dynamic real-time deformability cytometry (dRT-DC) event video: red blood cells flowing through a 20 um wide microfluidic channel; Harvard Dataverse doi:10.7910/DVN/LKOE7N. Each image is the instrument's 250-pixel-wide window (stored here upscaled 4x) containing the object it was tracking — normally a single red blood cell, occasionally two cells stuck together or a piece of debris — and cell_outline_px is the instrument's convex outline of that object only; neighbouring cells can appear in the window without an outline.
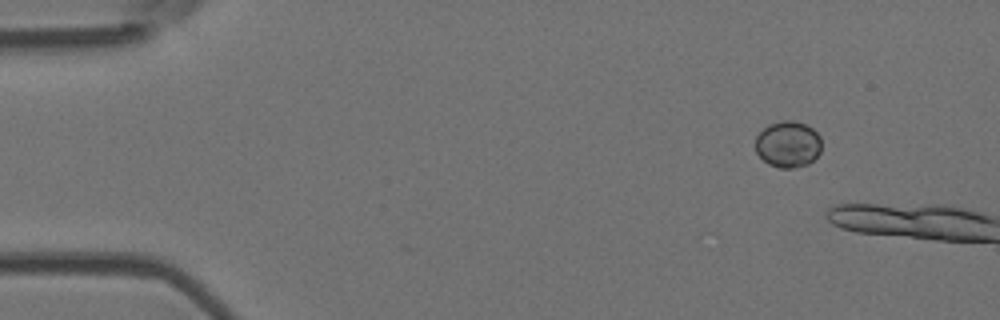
{"species": "Egyptian fruit bat (a non-hibernating species)", "species_latin": "Rousettus aegyptiacus", "temperature_condition": "room temperature", "stored_images_in_passage": 6, "segment_of_instrument_passage": [2, 2], "camera_frame_rate_fps": 3000, "um_per_image_px": 0.085, "animal": {"sex": "female"}, "frame": {"image": 1, "passage_image": 6, "time_ms": 5.667, "image_size_px": [1000, 320], "cell_outline_px": [[820, 152], [808, 164], [792, 168], [780, 168], [768, 164], [756, 152], [756, 136], [768, 124], [784, 120], [792, 120], [804, 124], [812, 128], [820, 136]], "centroid_in_image_um": [66.97, 12.26], "position_along_channel_um": 18.0, "area_um2": 17.74}}